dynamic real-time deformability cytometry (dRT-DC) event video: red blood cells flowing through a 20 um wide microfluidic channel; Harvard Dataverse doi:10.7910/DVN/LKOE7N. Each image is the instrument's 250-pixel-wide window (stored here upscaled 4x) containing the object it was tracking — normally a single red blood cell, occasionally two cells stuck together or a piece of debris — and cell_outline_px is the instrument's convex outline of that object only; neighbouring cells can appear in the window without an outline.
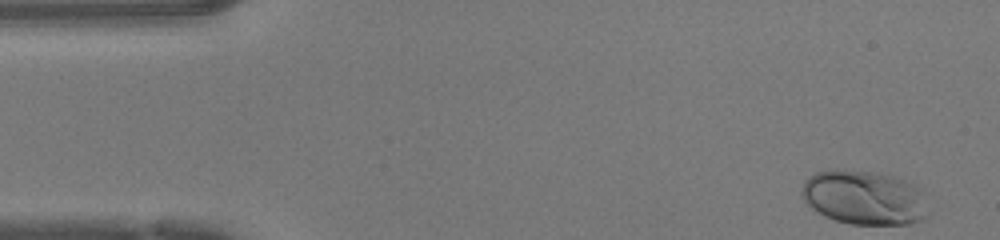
{"species": "human", "species_latin": "Homo sapiens", "temperature_condition": "warm", "stored_images_in_passage": 46, "camera_frame_rate_fps": 3000, "um_per_image_px": 0.085, "donor": {"sex": "female"}, "frame": {"image": 1, "passage_image": 1, "time_ms": 0.0, "image_size_px": [1000, 240], "cell_outline_px": [[924, 216], [920, 220], [908, 224], [852, 224], [836, 220], [824, 216], [812, 208], [800, 196], [800, 192], [804, 180], [808, 176], [816, 172], [836, 168], [876, 172], [892, 176], [916, 184], [924, 188]], "centroid_in_image_um": [73.41, 16.76], "position_along_channel_um": 11.6, "area_um2": 40.29}}
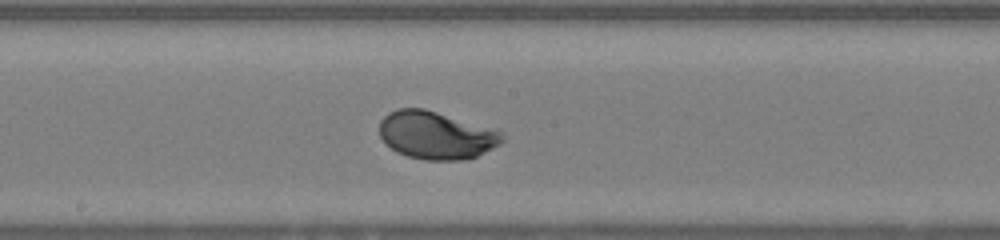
{"frame": {"image": 2, "passage_image": 23, "time_ms": 7.333, "image_size_px": [1000, 240], "cell_outline_px": [[504, 140], [500, 144], [468, 160], [424, 160], [408, 156], [396, 152], [380, 136], [380, 120], [388, 112], [396, 108], [424, 108], [500, 132], [504, 136]], "centroid_in_image_um": [37.03, 11.5], "position_along_channel_um": 211.2, "area_um2": 33.7}}
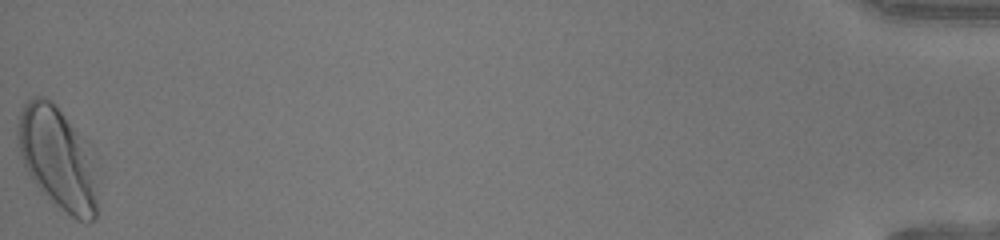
{"frame": {"image": 3, "passage_image": 46, "time_ms": 15.0, "image_size_px": [1000, 240], "cell_outline_px": [[100, 176], [96, 216], [88, 224], [76, 220], [56, 204], [32, 180], [24, 168], [20, 156], [16, 136], [16, 128], [20, 112], [24, 104], [32, 96], [44, 96], [52, 100], [96, 148], [100, 156]], "centroid_in_image_um": [5.03, 13.43], "position_along_channel_um": 430.2, "area_um2": 50.34}, "authors_computed_cell_mechanics": {"area_um2": 34.0153, "velocity_mm_per_s": 4.2594, "shape_relaxation_time_tau1_ms": 2.3494, "shape_relaxation_time_tau2_ms": null, "deformation_change_tau1": 0.1558, "deformation_change_tau2": null}}